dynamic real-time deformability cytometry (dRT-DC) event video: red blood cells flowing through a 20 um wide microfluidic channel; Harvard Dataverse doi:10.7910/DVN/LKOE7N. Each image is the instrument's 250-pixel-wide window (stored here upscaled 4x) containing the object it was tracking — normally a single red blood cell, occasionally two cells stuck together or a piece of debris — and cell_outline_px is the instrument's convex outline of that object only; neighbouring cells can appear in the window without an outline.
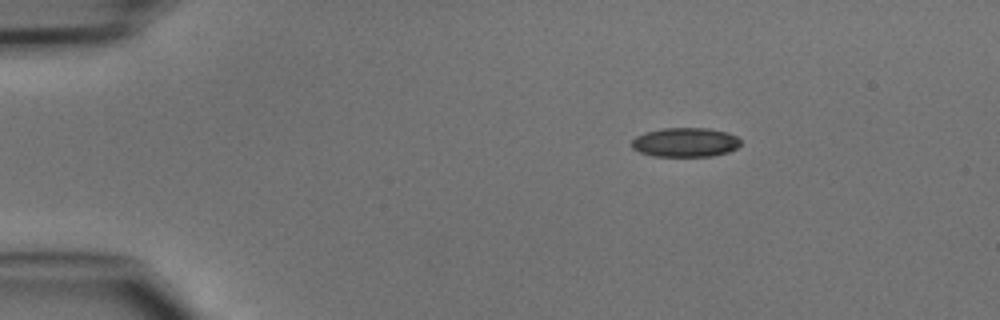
{"species": "common noctule bat (a hibernating species)", "species_latin": "Nyctalus noctula", "temperature_condition": "cold", "stored_images_in_passage": 41, "camera_frame_rate_fps": 3000, "um_per_image_px": 0.085, "animal": {"sex": "male", "body_mass_g": 15.6}, "frame": {"image": 1, "passage_image": 1, "time_ms": 0.0, "image_size_px": [1000, 320], "cell_outline_px": [[740, 144], [736, 148], [728, 152], [712, 156], [652, 156], [640, 152], [632, 148], [632, 140], [636, 136], [644, 132], [664, 128], [708, 128], [728, 132], [736, 136], [740, 140]], "centroid_in_image_um": [58.24, 12.09], "position_along_channel_um": 26.8, "area_um2": 18.61}}
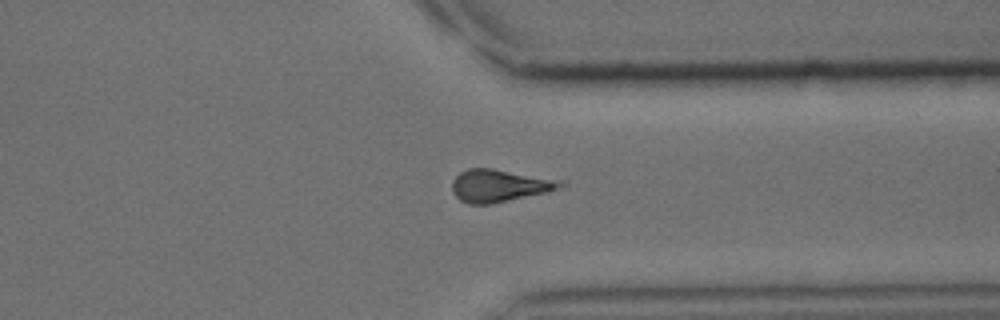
{"frame": {"image": 2, "passage_image": 30, "time_ms": 9.667, "image_size_px": [1000, 320], "cell_outline_px": [[568, 184], [548, 192], [488, 204], [468, 204], [460, 200], [452, 192], [452, 180], [460, 172], [468, 168], [492, 168], [564, 180]], "centroid_in_image_um": [42.46, 15.76], "position_along_channel_um": 368.9, "area_um2": 20.58}}
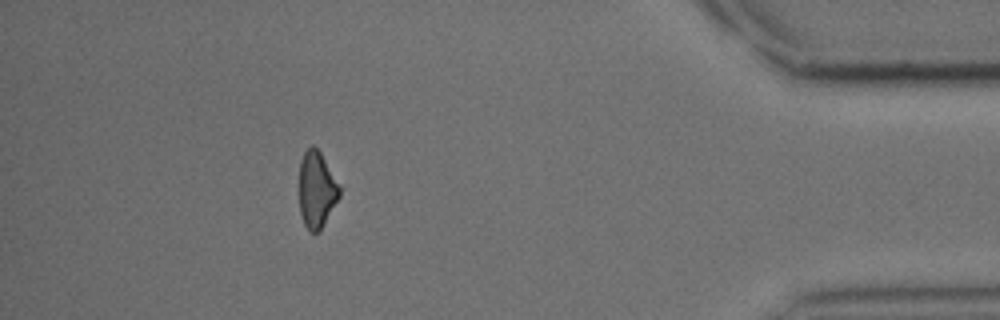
{"frame": {"image": 3, "passage_image": 36, "time_ms": 11.667, "image_size_px": [1000, 320], "cell_outline_px": [[340, 196], [320, 228], [316, 232], [312, 232], [304, 224], [300, 212], [300, 164], [304, 152], [312, 144], [320, 152], [340, 188]], "centroid_in_image_um": [26.9, 16.1], "position_along_channel_um": 408.3, "area_um2": 17.22}}